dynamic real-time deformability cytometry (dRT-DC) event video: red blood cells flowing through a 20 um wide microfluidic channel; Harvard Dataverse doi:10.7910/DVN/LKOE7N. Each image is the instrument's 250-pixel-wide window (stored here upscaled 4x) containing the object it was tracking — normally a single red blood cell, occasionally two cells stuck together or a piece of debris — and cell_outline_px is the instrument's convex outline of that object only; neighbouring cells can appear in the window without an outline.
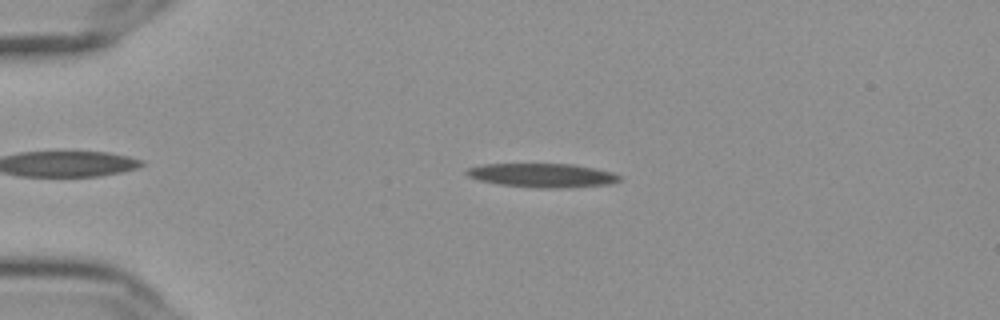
{"species": "Egyptian fruit bat (a non-hibernating species)", "species_latin": "Rousettus aegyptiacus", "temperature_condition": "cold", "stored_images_in_passage": 48, "camera_frame_rate_fps": 3000, "um_per_image_px": 0.085, "frame": {"image": 1, "passage_image": 5, "time_ms": 1.333, "image_size_px": [1000, 320], "cell_outline_px": [[620, 180], [608, 184], [572, 188], [536, 188], [500, 184], [480, 180], [468, 176], [464, 172], [468, 168], [484, 164], [572, 164], [596, 168], [612, 172], [620, 176]], "centroid_in_image_um": [46.12, 14.91], "position_along_channel_um": 38.9, "area_um2": 21.33}}
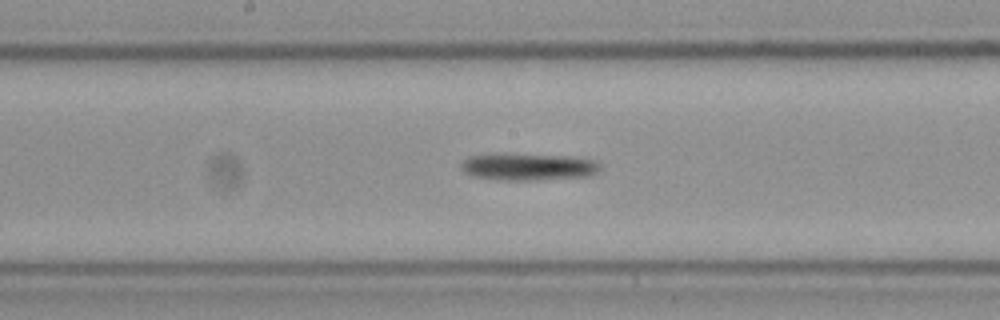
{"frame": {"image": 2, "passage_image": 22, "time_ms": 7.0, "image_size_px": [1000, 320], "cell_outline_px": [[600, 168], [584, 176], [528, 180], [496, 180], [472, 176], [464, 172], [460, 168], [460, 164], [468, 156], [568, 156], [592, 160]], "centroid_in_image_um": [44.79, 14.22], "position_along_channel_um": 203.4, "area_um2": 20.52}}
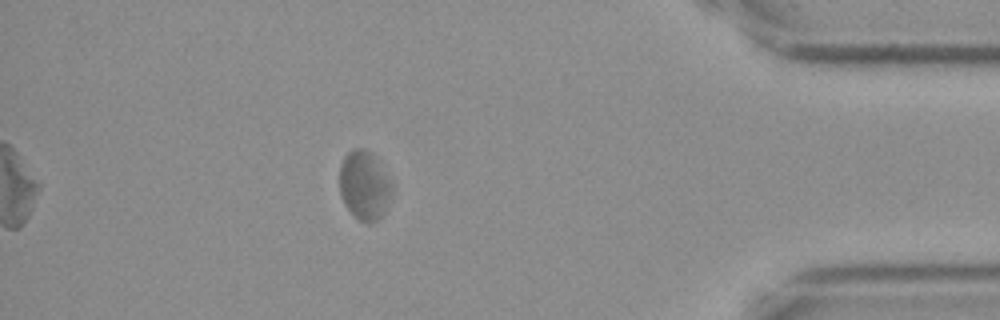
{"frame": {"image": 3, "passage_image": 42, "time_ms": 13.667, "image_size_px": [1000, 320], "cell_outline_px": [[392, 188], [384, 212], [376, 220], [368, 224], [360, 220], [344, 204], [340, 192], [340, 164], [344, 156], [352, 148], [364, 148], [372, 152]], "centroid_in_image_um": [30.92, 15.73], "position_along_channel_um": 404.3, "area_um2": 20.46}}